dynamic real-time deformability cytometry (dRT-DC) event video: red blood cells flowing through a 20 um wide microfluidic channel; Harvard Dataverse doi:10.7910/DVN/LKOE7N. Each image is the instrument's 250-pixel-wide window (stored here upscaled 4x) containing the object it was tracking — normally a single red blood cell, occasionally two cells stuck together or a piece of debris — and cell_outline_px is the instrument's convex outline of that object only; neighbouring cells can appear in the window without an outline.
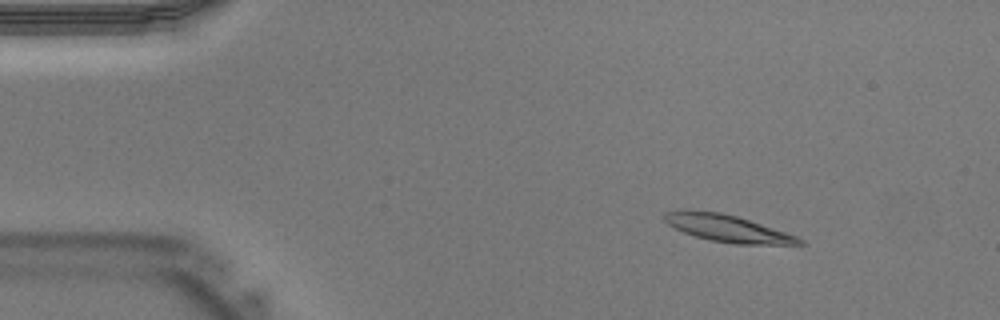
{"species": "Egyptian fruit bat (a non-hibernating species)", "species_latin": "Rousettus aegyptiacus", "temperature_condition": "warm", "stored_images_in_passage": 13, "camera_frame_rate_fps": 3000, "um_per_image_px": 0.085, "animal": {"sex": "male"}, "frame": {"image": 1, "passage_image": 6, "time_ms": 1.667, "image_size_px": [1000, 320], "cell_outline_px": [[808, 244], [736, 244], [712, 240], [696, 236], [684, 232], [668, 224], [664, 220], [664, 216], [668, 212], [680, 208], [720, 212], [736, 216], [796, 236], [804, 240]], "centroid_in_image_um": [61.8, 19.39], "position_along_channel_um": 23.2, "area_um2": 20.92}}